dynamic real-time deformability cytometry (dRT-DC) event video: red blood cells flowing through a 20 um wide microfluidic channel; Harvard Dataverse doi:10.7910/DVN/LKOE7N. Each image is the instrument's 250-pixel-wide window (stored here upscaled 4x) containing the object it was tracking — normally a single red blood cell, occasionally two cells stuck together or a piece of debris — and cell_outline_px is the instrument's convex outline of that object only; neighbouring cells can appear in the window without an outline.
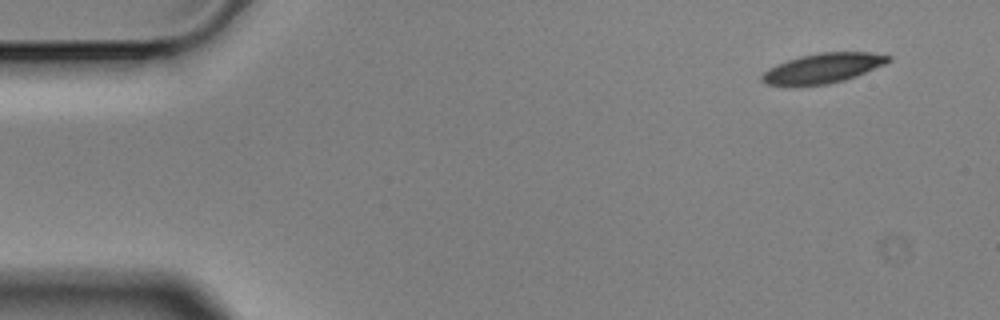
{"species": "Egyptian fruit bat (a non-hibernating species)", "species_latin": "Rousettus aegyptiacus", "temperature_condition": "cold", "stored_images_in_passage": 5, "segment_of_instrument_passage": [1, 2], "camera_frame_rate_fps": 3000, "um_per_image_px": 0.085, "animal": {"sex": "male"}, "frame": {"image": 1, "passage_image": 1, "time_ms": 0.0, "image_size_px": [1000, 320], "cell_outline_px": [[892, 60], [884, 64], [856, 76], [844, 80], [828, 84], [764, 84], [760, 80], [760, 76], [768, 68], [776, 64], [800, 56], [820, 52], [868, 52], [892, 56]], "centroid_in_image_um": [69.96, 5.77], "position_along_channel_um": 15.0, "area_um2": 21.62}}
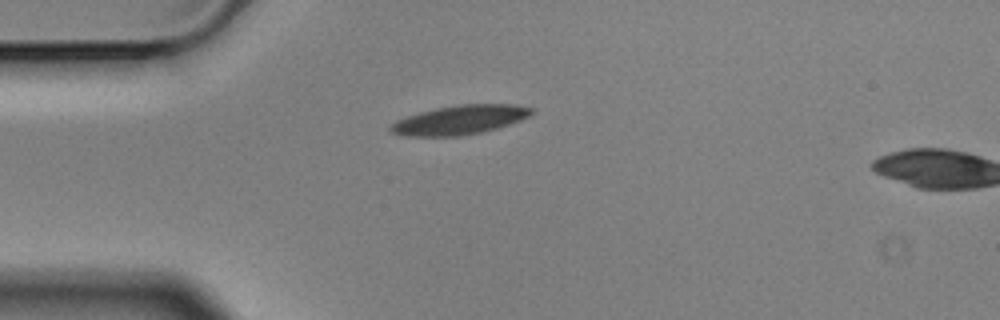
{"frame": {"image": 2, "passage_image": 4, "time_ms": 1.0, "image_size_px": [1000, 320], "cell_outline_px": [[536, 108], [528, 116], [520, 120], [496, 128], [480, 132], [460, 136], [408, 136], [392, 132], [388, 128], [396, 120], [420, 112], [436, 108], [456, 104], [516, 104]], "centroid_in_image_um": [39.1, 10.17], "position_along_channel_um": 45.9, "area_um2": 23.81}}